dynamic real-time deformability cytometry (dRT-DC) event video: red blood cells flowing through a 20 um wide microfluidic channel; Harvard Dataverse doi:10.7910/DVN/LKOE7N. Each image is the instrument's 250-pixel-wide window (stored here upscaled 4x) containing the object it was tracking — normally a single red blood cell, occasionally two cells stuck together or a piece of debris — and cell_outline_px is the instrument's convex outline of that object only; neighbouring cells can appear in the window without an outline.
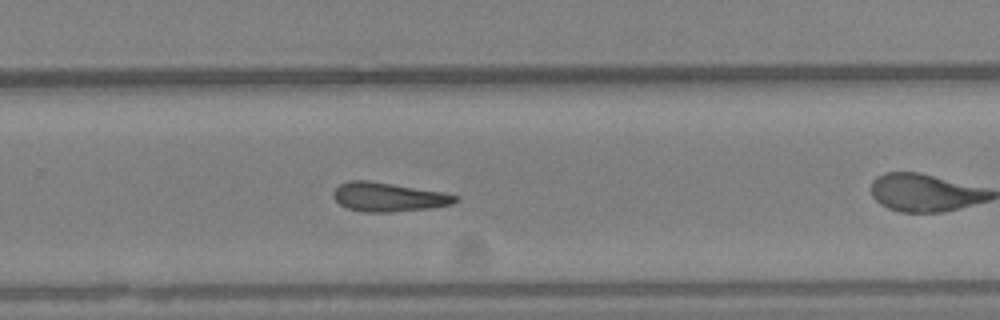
{"species": "Egyptian fruit bat (a non-hibernating species)", "species_latin": "Rousettus aegyptiacus", "temperature_condition": "warm", "stored_images_in_passage": 24, "camera_frame_rate_fps": 3000, "um_per_image_px": 0.085, "animal": {"sex": "female"}, "frame": {"image": 1, "passage_image": 23, "time_ms": 7.333, "image_size_px": [1000, 320], "cell_outline_px": [[460, 200], [452, 204], [432, 208], [392, 212], [364, 212], [348, 208], [340, 204], [332, 196], [332, 192], [340, 184], [348, 180], [368, 180], [444, 192], [460, 196]], "centroid_in_image_um": [33.05, 16.74], "position_along_channel_um": 296.8, "area_um2": 20.81}}